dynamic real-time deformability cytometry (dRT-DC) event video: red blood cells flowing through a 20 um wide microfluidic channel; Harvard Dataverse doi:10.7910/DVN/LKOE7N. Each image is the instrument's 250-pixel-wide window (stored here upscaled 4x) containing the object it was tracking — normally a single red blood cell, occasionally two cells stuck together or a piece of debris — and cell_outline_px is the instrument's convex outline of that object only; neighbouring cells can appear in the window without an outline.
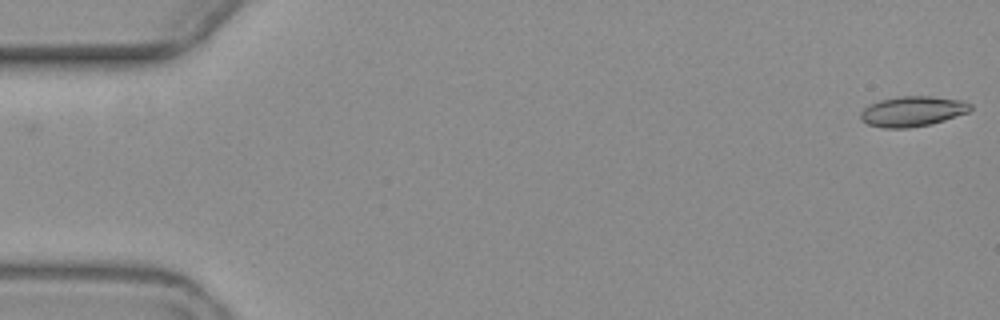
{"species": "common noctule bat (a hibernating species)", "species_latin": "Nyctalus noctula", "temperature_condition": "warm", "stored_images_in_passage": 2, "camera_frame_rate_fps": 3000, "um_per_image_px": 0.085, "animal": {"sex": "female", "body_mass_g": 19.3, "forearm_length_mm": 54.1}, "frame": {"image": 1, "passage_image": 2, "time_ms": 1.0, "image_size_px": [1000, 320], "cell_outline_px": [[972, 108], [968, 112], [932, 124], [908, 128], [884, 128], [868, 124], [860, 120], [860, 112], [868, 104], [880, 100], [900, 96], [932, 96], [964, 100], [972, 104]], "centroid_in_image_um": [77.56, 9.46], "position_along_channel_um": 7.4, "area_um2": 19.54}}